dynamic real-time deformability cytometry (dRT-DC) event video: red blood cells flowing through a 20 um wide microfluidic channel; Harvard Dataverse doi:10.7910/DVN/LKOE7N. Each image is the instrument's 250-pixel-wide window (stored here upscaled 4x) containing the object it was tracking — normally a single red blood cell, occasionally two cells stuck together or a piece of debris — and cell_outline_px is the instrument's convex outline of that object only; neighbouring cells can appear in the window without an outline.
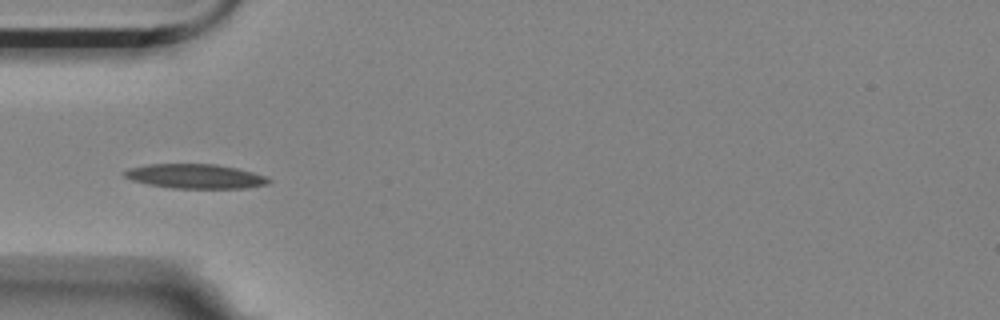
{"species": "Egyptian fruit bat (a non-hibernating species)", "species_latin": "Rousettus aegyptiacus", "temperature_condition": "room temperature", "stored_images_in_passage": 12, "camera_frame_rate_fps": 3000, "um_per_image_px": 0.085, "animal": {"sex": "female"}, "frame": {"image": 1, "passage_image": 4, "time_ms": 1.0, "image_size_px": [1000, 320], "cell_outline_px": [[272, 180], [268, 184], [248, 188], [172, 188], [148, 184], [132, 180], [124, 176], [120, 172], [128, 168], [148, 164], [216, 164], [236, 168], [252, 172], [264, 176]], "centroid_in_image_um": [16.57, 14.98], "position_along_channel_um": 68.4, "area_um2": 20.58}}
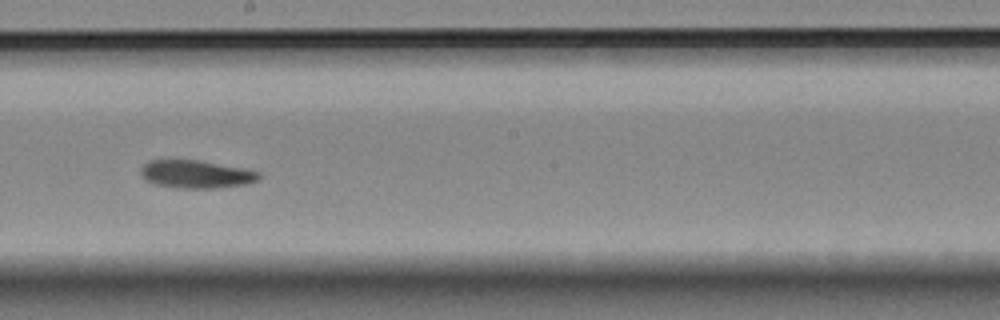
{"frame": {"image": 2, "passage_image": 8, "time_ms": 2.333, "image_size_px": [1000, 320], "cell_outline_px": [[260, 176], [256, 180], [244, 184], [216, 188], [176, 188], [152, 184], [144, 180], [140, 176], [140, 168], [148, 160], [200, 160], [244, 168], [260, 172]], "centroid_in_image_um": [16.59, 14.8], "position_along_channel_um": 231.6, "area_um2": 19.42}}
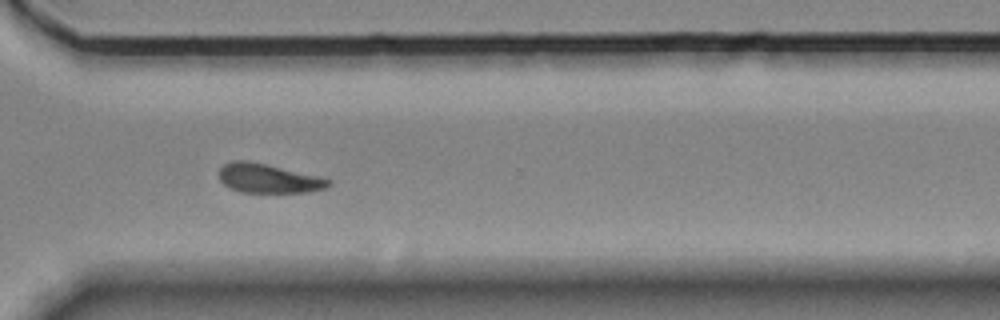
{"frame": {"image": 3, "passage_image": 11, "time_ms": 3.333, "image_size_px": [1000, 320], "cell_outline_px": [[332, 184], [328, 188], [308, 192], [240, 192], [224, 184], [220, 180], [220, 168], [224, 164], [232, 160], [244, 160], [264, 164], [320, 176], [332, 180]], "centroid_in_image_um": [22.86, 15.17], "position_along_channel_um": 347.7, "area_um2": 18.5}}